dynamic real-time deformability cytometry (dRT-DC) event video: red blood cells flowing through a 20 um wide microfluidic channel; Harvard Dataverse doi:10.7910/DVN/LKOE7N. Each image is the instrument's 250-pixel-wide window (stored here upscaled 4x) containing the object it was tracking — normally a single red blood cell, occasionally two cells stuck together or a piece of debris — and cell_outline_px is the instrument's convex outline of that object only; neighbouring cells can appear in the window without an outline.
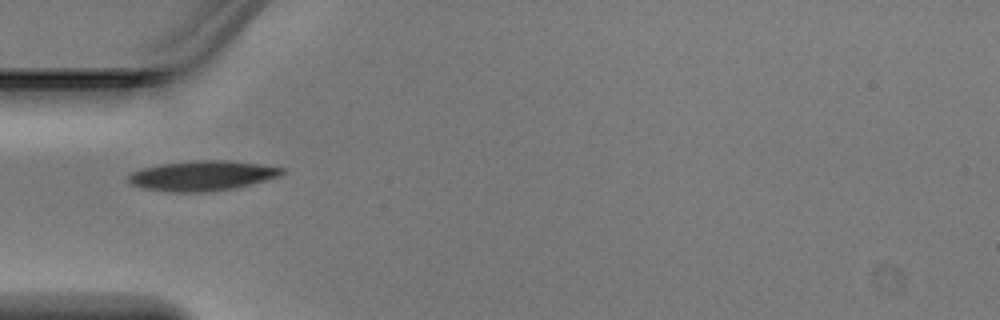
{"species": "Egyptian fruit bat (a non-hibernating species)", "species_latin": "Rousettus aegyptiacus", "temperature_condition": "warm", "stored_images_in_passage": 5, "camera_frame_rate_fps": 3000, "um_per_image_px": 0.085, "animal": {"sex": "male"}, "frame": {"image": 1, "passage_image": 4, "time_ms": 1.0, "image_size_px": [1000, 320], "cell_outline_px": [[284, 172], [280, 176], [232, 188], [208, 192], [168, 192], [144, 188], [132, 184], [128, 180], [128, 176], [132, 172], [140, 168], [160, 164], [192, 160], [228, 160], [260, 164], [284, 168]], "centroid_in_image_um": [17.15, 14.92], "position_along_channel_um": 67.8, "area_um2": 26.76}}
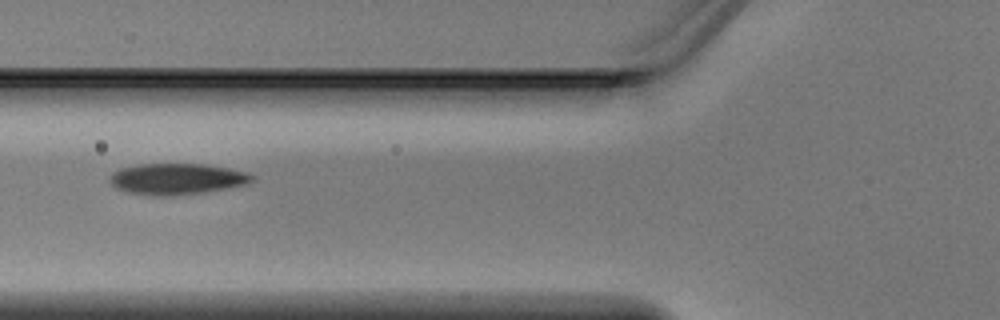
{"frame": {"image": 2, "passage_image": 5, "time_ms": 1.333, "image_size_px": [1000, 320], "cell_outline_px": [[256, 176], [248, 184], [208, 192], [172, 196], [152, 196], [124, 192], [116, 188], [108, 180], [108, 176], [112, 172], [120, 168], [140, 164], [204, 164], [228, 168], [248, 172]], "centroid_in_image_um": [15.02, 15.22], "position_along_channel_um": 110.8, "area_um2": 26.3}}